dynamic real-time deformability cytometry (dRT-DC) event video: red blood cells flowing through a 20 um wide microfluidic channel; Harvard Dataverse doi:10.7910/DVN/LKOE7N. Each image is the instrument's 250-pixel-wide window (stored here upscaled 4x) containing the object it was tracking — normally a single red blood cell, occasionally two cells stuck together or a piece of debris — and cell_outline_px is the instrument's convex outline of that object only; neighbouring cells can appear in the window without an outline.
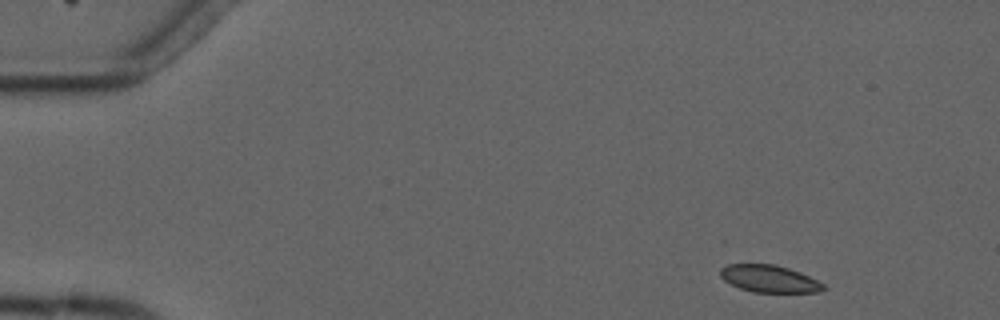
{"species": "common noctule bat (a hibernating species)", "species_latin": "Nyctalus noctula", "temperature_condition": "cold", "stored_images_in_passage": 5, "camera_frame_rate_fps": 3000, "um_per_image_px": 0.085, "animal": {"sex": "male", "forearm_length_mm": 52.5}, "frame": {"image": 1, "passage_image": 1, "time_ms": 0.0, "image_size_px": [1000, 320], "cell_outline_px": [[824, 288], [820, 292], [752, 292], [740, 288], [724, 280], [720, 276], [720, 268], [728, 264], [772, 264], [788, 268], [800, 272], [824, 284]], "centroid_in_image_um": [65.36, 23.69], "position_along_channel_um": 19.6, "area_um2": 16.18}}
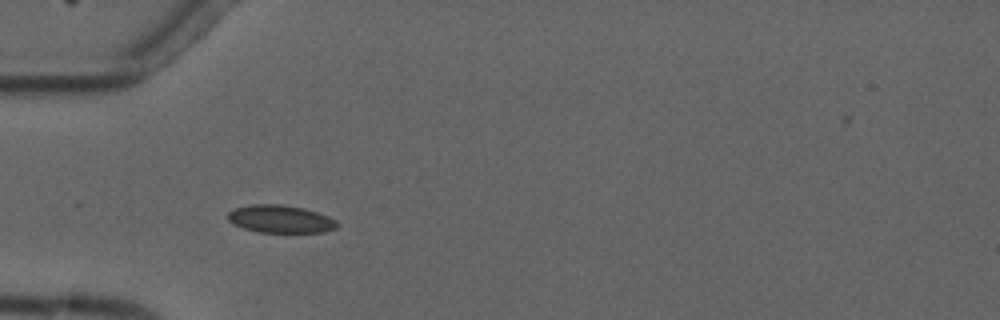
{"frame": {"image": 2, "passage_image": 4, "time_ms": 3.667, "image_size_px": [1000, 320], "cell_outline_px": [[340, 224], [336, 228], [324, 232], [260, 232], [244, 228], [228, 220], [228, 212], [236, 208], [252, 204], [280, 204], [304, 208], [328, 216], [336, 220]], "centroid_in_image_um": [23.88, 18.61], "position_along_channel_um": 61.1, "area_um2": 17.51}}
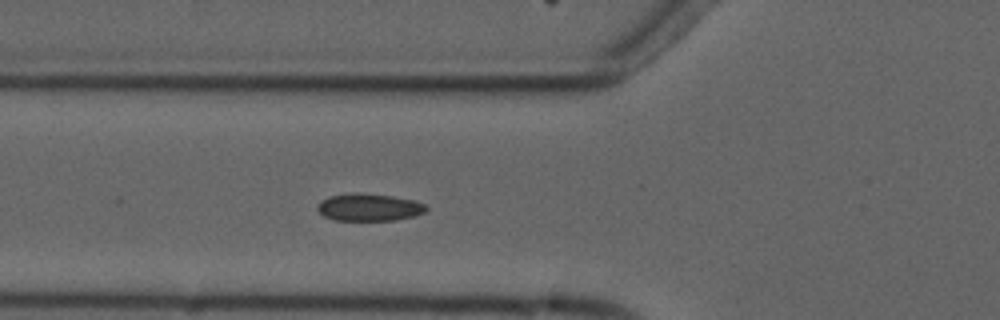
{"frame": {"image": 3, "passage_image": 5, "time_ms": 4.667, "image_size_px": [1000, 320], "cell_outline_px": [[428, 208], [424, 212], [416, 216], [396, 220], [336, 220], [324, 216], [316, 208], [320, 200], [328, 196], [392, 196], [412, 200], [424, 204]], "centroid_in_image_um": [31.4, 17.68], "position_along_channel_um": 94.4, "area_um2": 16.42}}